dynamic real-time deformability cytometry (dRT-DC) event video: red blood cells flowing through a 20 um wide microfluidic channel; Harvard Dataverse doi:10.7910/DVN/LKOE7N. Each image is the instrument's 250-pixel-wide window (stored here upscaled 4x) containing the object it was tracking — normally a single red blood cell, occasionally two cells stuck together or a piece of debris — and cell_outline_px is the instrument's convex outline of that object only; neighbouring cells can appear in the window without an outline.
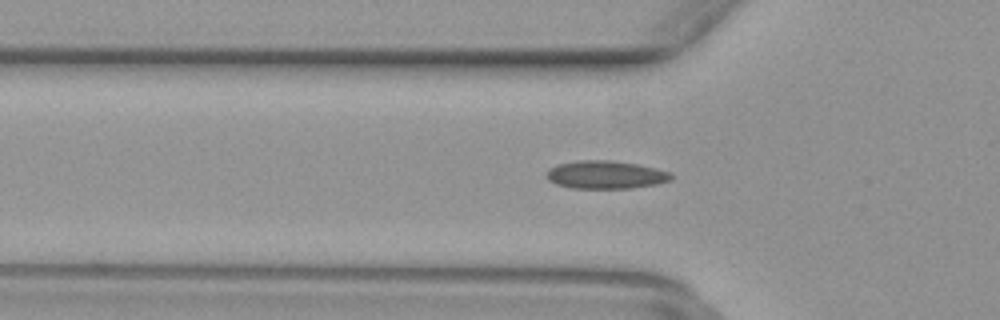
{"species": "common noctule bat (a hibernating species)", "species_latin": "Nyctalus noctula", "temperature_condition": "warm", "stored_images_in_passage": 37, "camera_frame_rate_fps": 3000, "um_per_image_px": 0.085, "animal": {"sex": "female", "body_mass_g": 29.2, "forearm_length_mm": 56.3}, "frame": {"image": 1, "passage_image": 3, "time_ms": 0.667, "image_size_px": [1000, 320], "cell_outline_px": [[672, 180], [656, 184], [632, 188], [572, 188], [556, 184], [548, 180], [544, 176], [548, 168], [556, 164], [580, 160], [608, 160], [636, 164], [656, 168], [672, 172]], "centroid_in_image_um": [51.45, 14.85], "position_along_channel_um": 74.3, "area_um2": 20.52}}
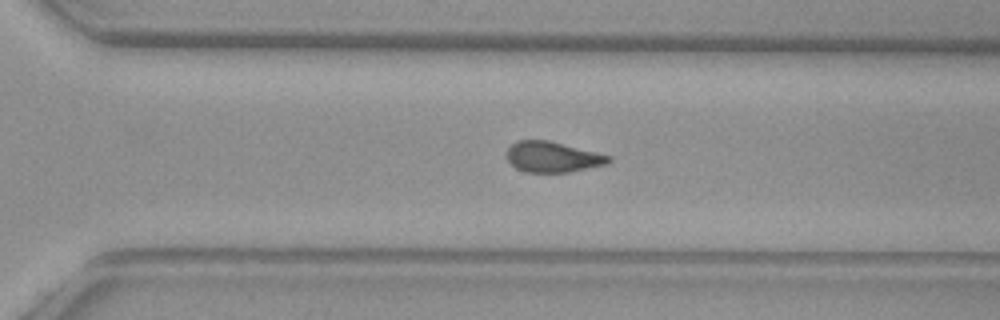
{"frame": {"image": 2, "passage_image": 21, "time_ms": 6.667, "image_size_px": [1000, 320], "cell_outline_px": [[612, 160], [608, 164], [568, 172], [524, 172], [516, 168], [508, 160], [508, 148], [516, 140], [548, 140], [612, 156]], "centroid_in_image_um": [46.99, 13.34], "position_along_channel_um": 323.6, "area_um2": 18.09}}
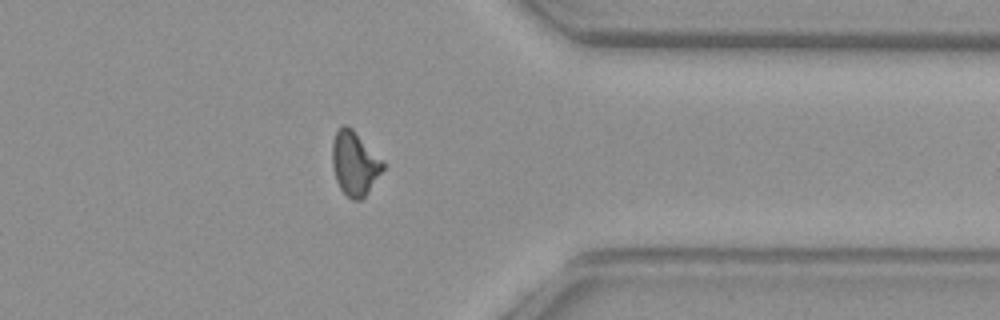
{"frame": {"image": 3, "passage_image": 26, "time_ms": 8.333, "image_size_px": [1000, 320], "cell_outline_px": [[384, 168], [368, 192], [360, 200], [352, 200], [340, 188], [336, 180], [332, 164], [332, 144], [336, 132], [344, 124], [352, 128], [384, 160]], "centroid_in_image_um": [30.15, 13.88], "position_along_channel_um": 381.2, "area_um2": 18.84}}